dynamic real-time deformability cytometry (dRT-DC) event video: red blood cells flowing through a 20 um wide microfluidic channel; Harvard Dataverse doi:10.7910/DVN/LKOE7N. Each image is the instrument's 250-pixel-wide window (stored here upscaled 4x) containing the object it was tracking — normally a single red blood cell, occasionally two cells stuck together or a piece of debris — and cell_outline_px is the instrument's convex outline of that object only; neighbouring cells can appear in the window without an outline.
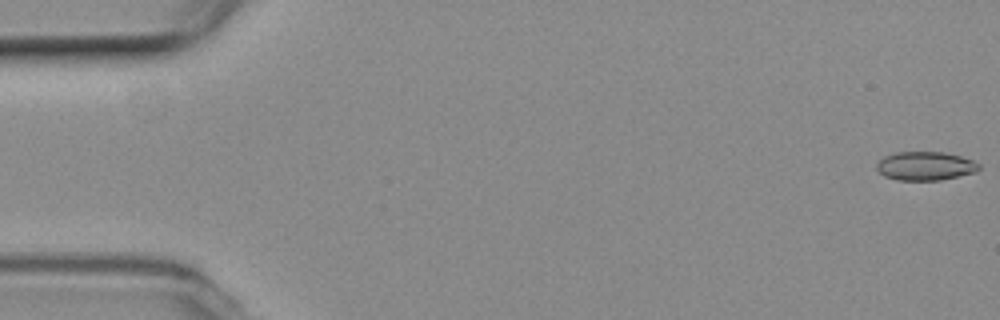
{"species": "common noctule bat (a hibernating species)", "species_latin": "Nyctalus noctula", "temperature_condition": "room temperature", "stored_images_in_passage": 55, "camera_frame_rate_fps": 3000, "um_per_image_px": 0.085, "animal": {"sex": "female", "body_mass_g": 19.3, "forearm_length_mm": 54.1}, "frame": {"image": 1, "passage_image": 1, "time_ms": 0.0, "image_size_px": [1000, 320], "cell_outline_px": [[980, 168], [976, 172], [940, 180], [896, 180], [884, 176], [876, 168], [876, 164], [884, 156], [896, 152], [944, 152], [960, 156], [972, 160], [980, 164]], "centroid_in_image_um": [78.65, 14.11], "position_along_channel_um": 6.4, "area_um2": 17.11}}
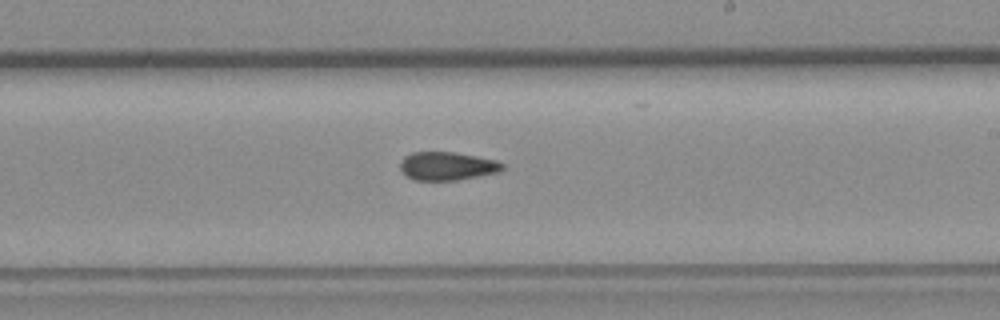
{"frame": {"image": 2, "passage_image": 32, "time_ms": 10.333, "image_size_px": [1000, 320], "cell_outline_px": [[504, 168], [500, 172], [456, 180], [412, 180], [400, 172], [400, 160], [404, 156], [412, 152], [452, 152], [476, 156], [496, 160], [504, 164]], "centroid_in_image_um": [37.97, 14.12], "position_along_channel_um": 251.0, "area_um2": 17.05}}
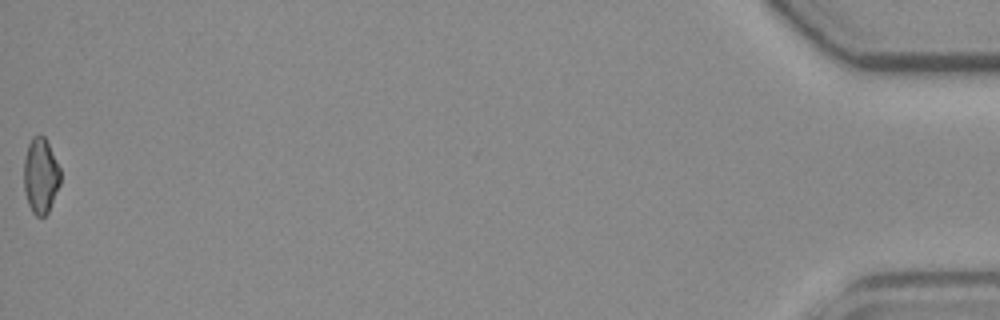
{"frame": {"image": 3, "passage_image": 55, "time_ms": 18.0, "image_size_px": [1000, 320], "cell_outline_px": [[60, 184], [48, 212], [44, 216], [36, 216], [32, 212], [28, 204], [24, 192], [24, 160], [28, 144], [32, 136], [44, 136], [60, 168]], "centroid_in_image_um": [3.44, 14.95], "position_along_channel_um": 431.8, "area_um2": 15.95}, "authors_computed_cell_mechanics": {"area_um2": 17.1666, "velocity_mm_per_s": 3.7714, "shape_relaxation_time_tau1_ms": null, "shape_relaxation_time_tau2_ms": 6.0814, "deformation_change_tau1": null, "deformation_change_tau2": 0.1255}}